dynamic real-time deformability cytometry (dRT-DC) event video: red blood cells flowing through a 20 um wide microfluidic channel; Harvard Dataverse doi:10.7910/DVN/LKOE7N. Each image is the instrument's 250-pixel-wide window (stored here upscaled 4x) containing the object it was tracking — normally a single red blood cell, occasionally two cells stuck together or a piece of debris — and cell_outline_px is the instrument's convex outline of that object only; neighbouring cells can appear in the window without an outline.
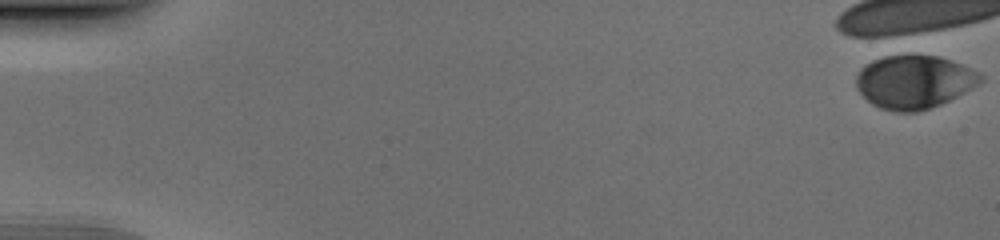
{"species": "human", "species_latin": "Homo sapiens", "temperature_condition": "cold", "stored_images_in_passage": 1, "camera_frame_rate_fps": 3000, "um_per_image_px": 0.085, "donor": {"sex": "male"}, "frame": {"image": 1, "passage_image": 1, "time_ms": 0.0, "image_size_px": [1000, 240], "cell_outline_px": [[984, 80], [964, 92], [940, 104], [916, 112], [896, 112], [880, 108], [872, 104], [856, 88], [856, 76], [860, 68], [864, 64], [872, 60], [892, 52], [940, 56], [952, 60], [980, 72], [984, 76]], "centroid_in_image_um": [77.67, 6.9], "position_along_channel_um": 7.3, "area_um2": 39.36}}